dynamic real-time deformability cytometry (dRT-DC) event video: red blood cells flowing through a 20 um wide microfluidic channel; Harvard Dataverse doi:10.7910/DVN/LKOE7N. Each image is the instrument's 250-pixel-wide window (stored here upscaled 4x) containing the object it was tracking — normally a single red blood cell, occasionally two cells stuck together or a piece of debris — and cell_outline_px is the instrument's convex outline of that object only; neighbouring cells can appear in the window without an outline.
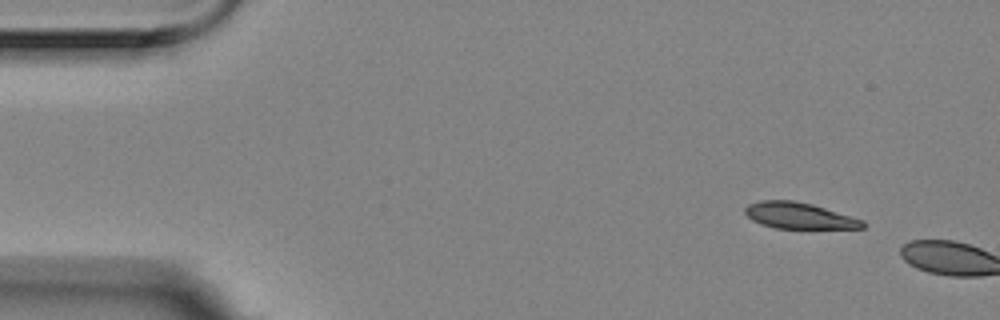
{"species": "Egyptian fruit bat (a non-hibernating species)", "species_latin": "Rousettus aegyptiacus", "temperature_condition": "room temperature", "stored_images_in_passage": 2, "camera_frame_rate_fps": 3000, "um_per_image_px": 0.085, "animal": {"sex": "female"}, "frame": {"image": 1, "passage_image": 1, "time_ms": 0.0, "image_size_px": [1000, 320], "cell_outline_px": [[864, 228], [776, 228], [760, 224], [752, 220], [744, 212], [744, 208], [748, 204], [760, 200], [792, 200], [812, 204], [864, 220]], "centroid_in_image_um": [67.88, 18.32], "position_along_channel_um": 17.1, "area_um2": 17.86}}